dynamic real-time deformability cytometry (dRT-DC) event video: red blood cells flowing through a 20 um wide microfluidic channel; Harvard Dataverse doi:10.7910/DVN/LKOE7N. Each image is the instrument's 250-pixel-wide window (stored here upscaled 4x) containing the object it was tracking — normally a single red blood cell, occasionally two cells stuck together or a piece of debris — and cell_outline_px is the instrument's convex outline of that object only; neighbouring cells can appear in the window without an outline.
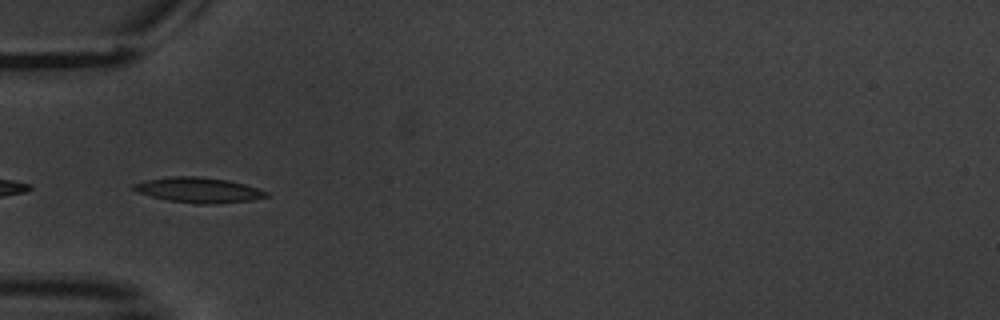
{"species": "common noctule bat (a hibernating species)", "species_latin": "Nyctalus noctula", "temperature_condition": "warm", "stored_images_in_passage": 6, "camera_frame_rate_fps": 3000, "um_per_image_px": 0.085, "animal": {"sex": "male", "body_mass_g": 20.1, "forearm_length_mm": 53.5}, "frame": {"image": 1, "passage_image": 6, "time_ms": 6.0, "image_size_px": [1000, 320], "cell_outline_px": [[268, 196], [252, 200], [220, 204], [196, 204], [168, 200], [136, 192], [132, 188], [132, 184], [144, 180], [172, 176], [200, 176], [228, 180], [244, 184], [268, 192]], "centroid_in_image_um": [16.86, 16.15], "position_along_channel_um": 68.1, "area_um2": 19.59}}